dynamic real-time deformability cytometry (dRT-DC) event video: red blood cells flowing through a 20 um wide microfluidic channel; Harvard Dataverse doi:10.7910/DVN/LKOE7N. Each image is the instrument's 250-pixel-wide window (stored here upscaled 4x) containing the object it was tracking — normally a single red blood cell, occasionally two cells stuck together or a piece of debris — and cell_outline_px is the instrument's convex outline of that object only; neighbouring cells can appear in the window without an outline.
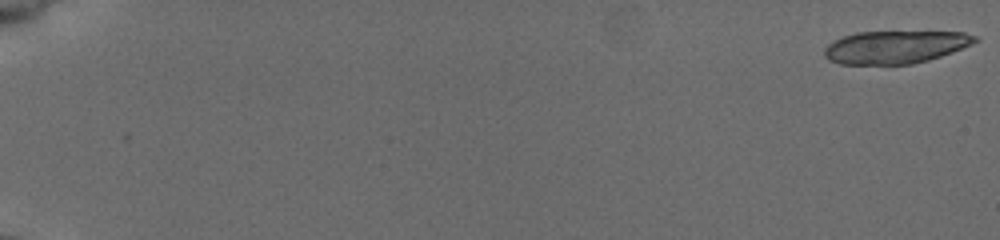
{"species": "common noctule bat (a hibernating species)", "species_latin": "Nyctalus noctula", "temperature_condition": "cold", "stored_images_in_passage": 14, "camera_frame_rate_fps": 3000, "um_per_image_px": 0.085, "animal": {"sex": "female", "body_mass_g": 19.5, "forearm_length_mm": 54.1}, "frame": {"image": 1, "passage_image": 1, "time_ms": 0.0, "image_size_px": [1000, 240], "cell_outline_px": [[980, 40], [972, 44], [952, 52], [928, 60], [912, 64], [840, 64], [828, 60], [824, 56], [824, 48], [828, 44], [844, 36], [856, 32], [964, 32], [976, 36]], "centroid_in_image_um": [76.1, 4.0], "position_along_channel_um": 8.9, "area_um2": 28.67}}